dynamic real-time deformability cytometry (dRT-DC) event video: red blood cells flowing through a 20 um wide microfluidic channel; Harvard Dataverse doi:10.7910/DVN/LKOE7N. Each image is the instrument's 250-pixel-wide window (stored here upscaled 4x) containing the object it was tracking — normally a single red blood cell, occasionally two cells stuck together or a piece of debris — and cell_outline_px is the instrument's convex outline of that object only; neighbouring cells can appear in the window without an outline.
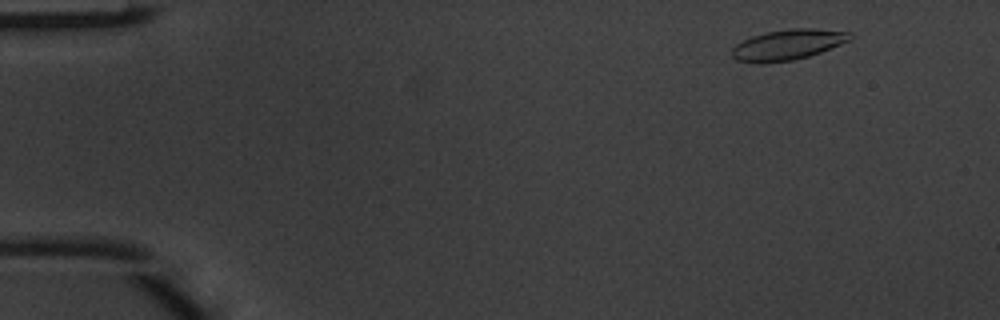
{"species": "common noctule bat (a hibernating species)", "species_latin": "Nyctalus noctula", "temperature_condition": "warm", "stored_images_in_passage": 5, "camera_frame_rate_fps": 3000, "um_per_image_px": 0.085, "animal": {"sex": "male", "body_mass_g": 20.1, "forearm_length_mm": 53.5}, "frame": {"image": 1, "passage_image": 1, "time_ms": 0.0, "image_size_px": [1000, 320], "cell_outline_px": [[852, 40], [820, 52], [808, 56], [792, 60], [764, 64], [760, 64], [736, 60], [732, 56], [732, 48], [736, 44], [752, 36], [768, 32], [792, 28], [812, 28], [852, 32]], "centroid_in_image_um": [66.97, 3.81], "position_along_channel_um": 18.0, "area_um2": 21.04}}